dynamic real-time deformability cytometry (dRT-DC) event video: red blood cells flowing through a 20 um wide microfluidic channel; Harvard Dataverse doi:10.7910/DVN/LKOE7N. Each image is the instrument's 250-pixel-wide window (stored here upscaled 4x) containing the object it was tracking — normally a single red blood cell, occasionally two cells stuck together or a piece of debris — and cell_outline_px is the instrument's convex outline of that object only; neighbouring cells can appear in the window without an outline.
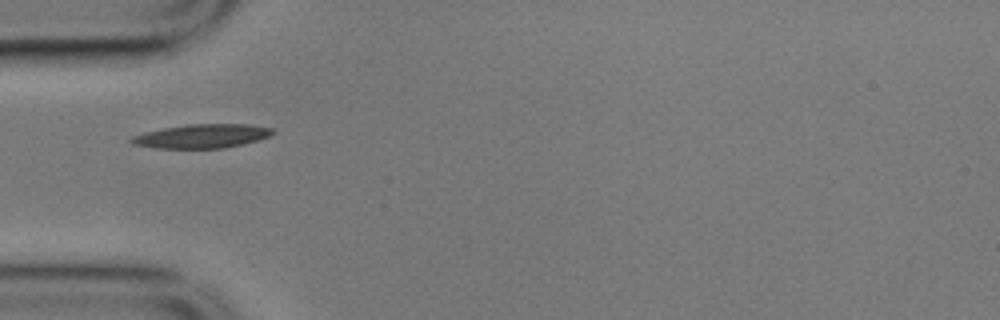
{"species": "common noctule bat (a hibernating species)", "species_latin": "Nyctalus noctula", "temperature_condition": "cold", "stored_images_in_passage": 34, "camera_frame_rate_fps": 3000, "um_per_image_px": 0.085, "animal": {"sex": "male", "body_mass_g": 17.9}, "frame": {"image": 1, "passage_image": 1, "time_ms": 0.0, "image_size_px": [1000, 320], "cell_outline_px": [[276, 132], [268, 136], [256, 140], [224, 148], [156, 148], [132, 144], [128, 140], [132, 136], [144, 132], [164, 128], [188, 124], [252, 124], [272, 128]], "centroid_in_image_um": [17.14, 11.56], "position_along_channel_um": 67.9, "area_um2": 19.59}}
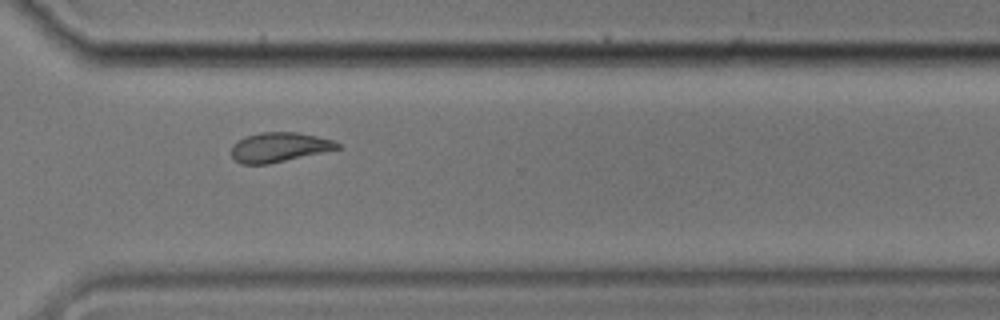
{"frame": {"image": 2, "passage_image": 25, "time_ms": 8.0, "image_size_px": [1000, 320], "cell_outline_px": [[340, 148], [268, 164], [240, 164], [232, 156], [232, 144], [248, 136], [260, 132], [296, 132], [316, 136], [332, 140], [340, 144]], "centroid_in_image_um": [23.71, 12.51], "position_along_channel_um": 346.9, "area_um2": 17.92}, "authors_computed_cell_mechanics": {"area_um2": 18.785, "velocity_mm_per_s": 3.491, "shape_relaxation_time_tau1_ms": 5.7685, "shape_relaxation_time_tau2_ms": 6.2933, "deformation_change_tau1": 0.1506, "deformation_change_tau2": 0.1331}}